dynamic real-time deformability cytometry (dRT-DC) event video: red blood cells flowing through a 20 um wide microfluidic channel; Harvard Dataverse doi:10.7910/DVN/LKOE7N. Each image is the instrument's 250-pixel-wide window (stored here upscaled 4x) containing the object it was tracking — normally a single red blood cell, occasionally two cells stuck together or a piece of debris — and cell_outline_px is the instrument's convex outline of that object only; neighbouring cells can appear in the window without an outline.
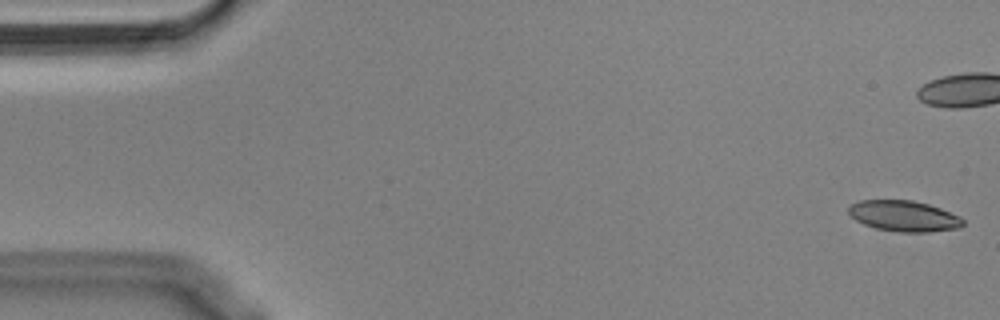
{"species": "Egyptian fruit bat (a non-hibernating species)", "species_latin": "Rousettus aegyptiacus", "temperature_condition": "cold", "stored_images_in_passage": 16, "camera_frame_rate_fps": 3000, "um_per_image_px": 0.085, "animal": {"sex": "male"}, "frame": {"image": 1, "passage_image": 1, "time_ms": 0.0, "image_size_px": [1000, 320], "cell_outline_px": [[964, 224], [960, 228], [928, 232], [900, 232], [876, 228], [864, 224], [856, 220], [848, 212], [848, 208], [852, 204], [860, 200], [912, 200], [928, 204], [940, 208], [960, 216], [964, 220]], "centroid_in_image_um": [76.86, 18.36], "position_along_channel_um": 8.1, "area_um2": 20.52}}